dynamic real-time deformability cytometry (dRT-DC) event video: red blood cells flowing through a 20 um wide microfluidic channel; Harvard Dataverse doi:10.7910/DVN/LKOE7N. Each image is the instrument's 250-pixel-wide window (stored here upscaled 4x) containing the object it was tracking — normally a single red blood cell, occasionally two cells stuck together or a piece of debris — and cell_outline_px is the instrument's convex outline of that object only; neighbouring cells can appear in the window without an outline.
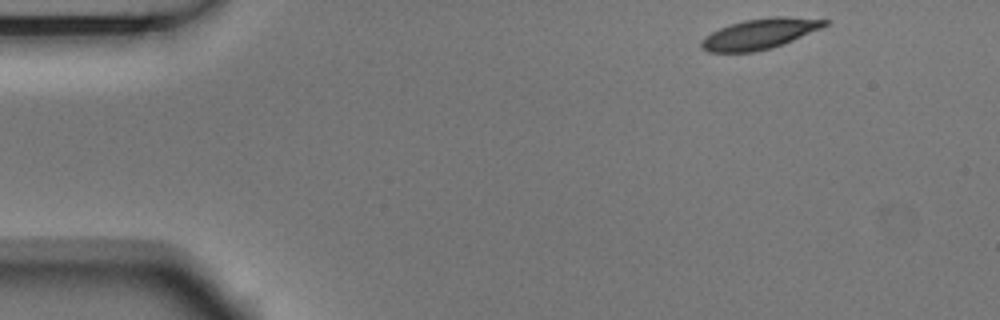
{"species": "Egyptian fruit bat (a non-hibernating species)", "species_latin": "Rousettus aegyptiacus", "temperature_condition": "room temperature", "stored_images_in_passage": 5, "camera_frame_rate_fps": 3000, "um_per_image_px": 0.085, "animal": {"sex": "male"}, "frame": {"image": 1, "passage_image": 1, "time_ms": 0.0, "image_size_px": [1000, 320], "cell_outline_px": [[828, 24], [820, 28], [784, 44], [772, 48], [752, 52], [708, 52], [700, 48], [700, 40], [712, 32], [720, 28], [744, 20], [772, 16], [784, 16], [828, 20]], "centroid_in_image_um": [64.54, 2.88], "position_along_channel_um": 20.5, "area_um2": 21.73}}
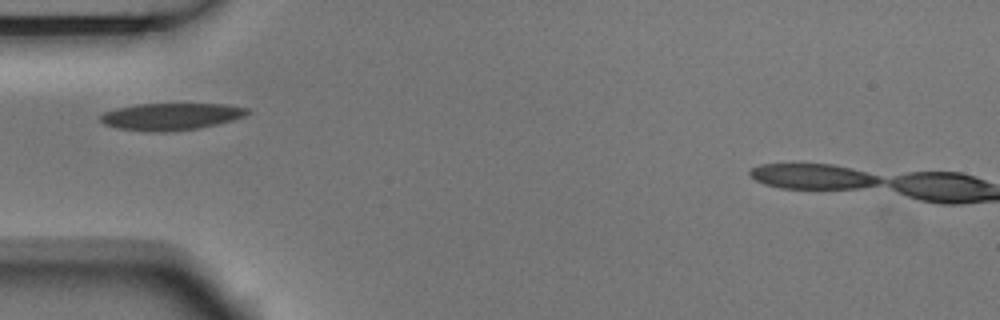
{"frame": {"image": 2, "passage_image": 4, "time_ms": 1.0, "image_size_px": [1000, 320], "cell_outline_px": [[252, 112], [244, 116], [232, 120], [200, 128], [164, 132], [148, 132], [116, 128], [104, 124], [100, 120], [100, 116], [104, 112], [116, 108], [136, 104], [228, 104], [248, 108]], "centroid_in_image_um": [14.53, 9.9], "position_along_channel_um": 70.5, "area_um2": 23.29}}
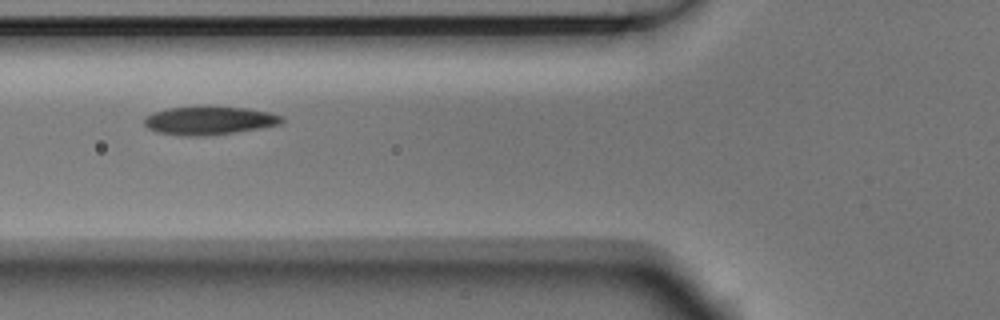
{"frame": {"image": 3, "passage_image": 5, "time_ms": 1.333, "image_size_px": [1000, 320], "cell_outline_px": [[284, 120], [280, 124], [260, 128], [208, 136], [184, 136], [156, 132], [148, 128], [144, 124], [144, 120], [152, 112], [168, 108], [244, 108], [268, 112], [284, 116]], "centroid_in_image_um": [17.78, 10.27], "position_along_channel_um": 108.0, "area_um2": 22.2}}